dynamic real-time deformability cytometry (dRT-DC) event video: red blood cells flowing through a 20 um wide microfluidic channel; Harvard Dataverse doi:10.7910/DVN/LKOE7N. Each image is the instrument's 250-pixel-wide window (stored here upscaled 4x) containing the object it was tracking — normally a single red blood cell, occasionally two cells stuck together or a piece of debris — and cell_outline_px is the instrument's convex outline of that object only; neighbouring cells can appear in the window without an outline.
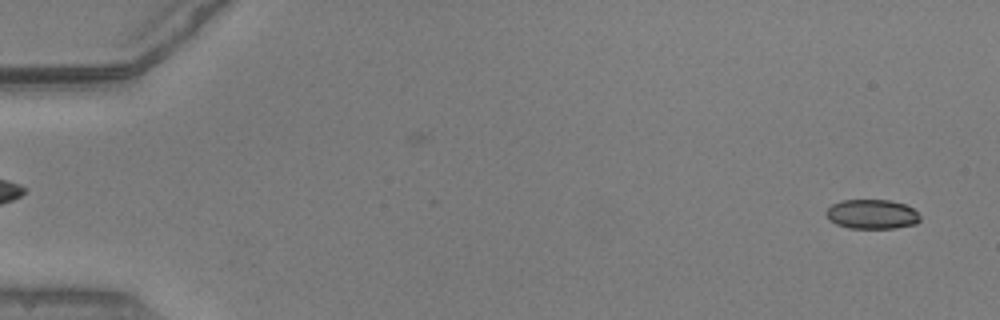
{"species": "common noctule bat (a hibernating species)", "species_latin": "Nyctalus noctula", "temperature_condition": "warm", "stored_images_in_passage": 52, "camera_frame_rate_fps": 3000, "um_per_image_px": 0.085, "animal": {"sex": "male", "body_mass_g": 20.5, "forearm_length_mm": 52.5}, "frame": {"image": 1, "passage_image": 2, "time_ms": 0.333, "image_size_px": [1000, 320], "cell_outline_px": [[920, 220], [916, 224], [896, 228], [848, 228], [836, 224], [824, 212], [832, 204], [840, 200], [888, 200], [904, 204], [912, 208], [920, 216]], "centroid_in_image_um": [74.12, 18.21], "position_along_channel_um": 10.9, "area_um2": 16.07}}
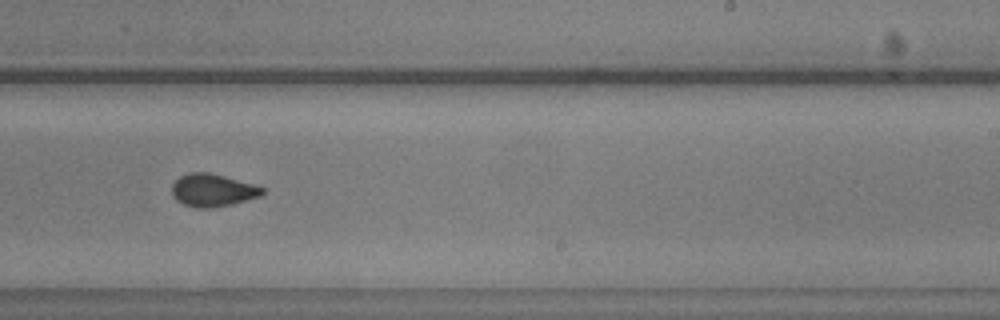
{"frame": {"image": 2, "passage_image": 33, "time_ms": 10.667, "image_size_px": [1000, 320], "cell_outline_px": [[264, 192], [260, 196], [232, 204], [212, 208], [196, 208], [184, 204], [176, 200], [172, 196], [172, 184], [180, 176], [188, 172], [208, 172], [224, 176], [252, 184], [264, 188]], "centroid_in_image_um": [18.04, 16.17], "position_along_channel_um": 271.0, "area_um2": 17.17}}
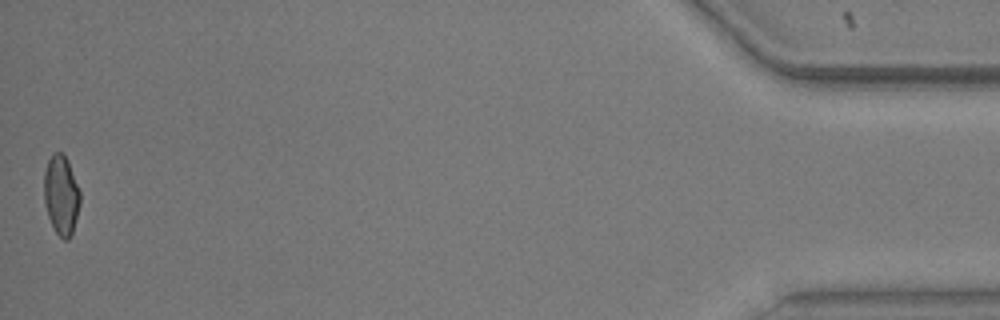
{"frame": {"image": 3, "passage_image": 52, "time_ms": 17.0, "image_size_px": [1000, 320], "cell_outline_px": [[80, 204], [72, 232], [68, 240], [64, 240], [56, 232], [48, 216], [44, 200], [44, 172], [48, 160], [52, 152], [60, 152], [68, 160], [80, 192]], "centroid_in_image_um": [5.19, 16.55], "position_along_channel_um": 430.0, "area_um2": 16.59}, "authors_computed_cell_mechanics": {"area_um2": 17.1666, "velocity_mm_per_s": 3.9182, "shape_relaxation_time_tau1_ms": 5.7469, "shape_relaxation_time_tau2_ms": 0.855, "deformation_change_tau1": 0.1431, "deformation_change_tau2": 0.0398}}